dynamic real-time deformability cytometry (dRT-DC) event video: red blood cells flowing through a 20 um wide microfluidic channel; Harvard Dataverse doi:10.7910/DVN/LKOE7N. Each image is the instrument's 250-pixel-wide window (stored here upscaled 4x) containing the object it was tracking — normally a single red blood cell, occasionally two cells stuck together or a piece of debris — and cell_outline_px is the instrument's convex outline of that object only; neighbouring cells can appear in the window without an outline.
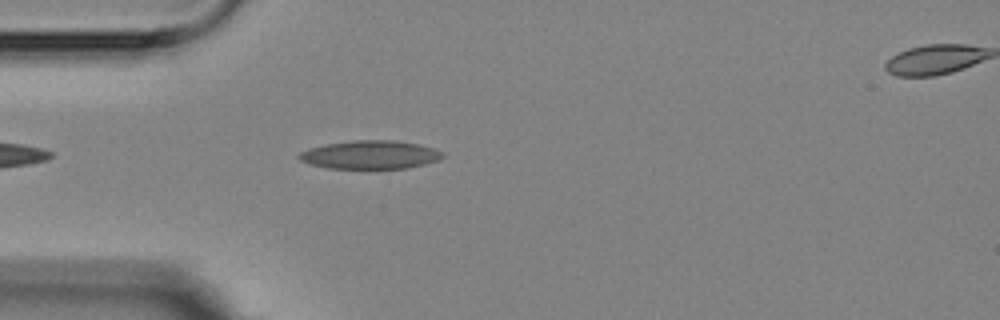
{"species": "Egyptian fruit bat (a non-hibernating species)", "species_latin": "Rousettus aegyptiacus", "temperature_condition": "room temperature", "stored_images_in_passage": 6, "segment_of_instrument_passage": [1, 2], "camera_frame_rate_fps": 3000, "um_per_image_px": 0.085, "animal": {"sex": "female"}, "frame": {"image": 1, "passage_image": 5, "time_ms": 4.333, "image_size_px": [1000, 320], "cell_outline_px": [[444, 156], [440, 160], [408, 168], [328, 168], [308, 164], [300, 160], [296, 156], [300, 152], [308, 148], [324, 144], [356, 140], [392, 140], [420, 144], [444, 152]], "centroid_in_image_um": [31.45, 13.15], "position_along_channel_um": 53.5, "area_um2": 23.87}}